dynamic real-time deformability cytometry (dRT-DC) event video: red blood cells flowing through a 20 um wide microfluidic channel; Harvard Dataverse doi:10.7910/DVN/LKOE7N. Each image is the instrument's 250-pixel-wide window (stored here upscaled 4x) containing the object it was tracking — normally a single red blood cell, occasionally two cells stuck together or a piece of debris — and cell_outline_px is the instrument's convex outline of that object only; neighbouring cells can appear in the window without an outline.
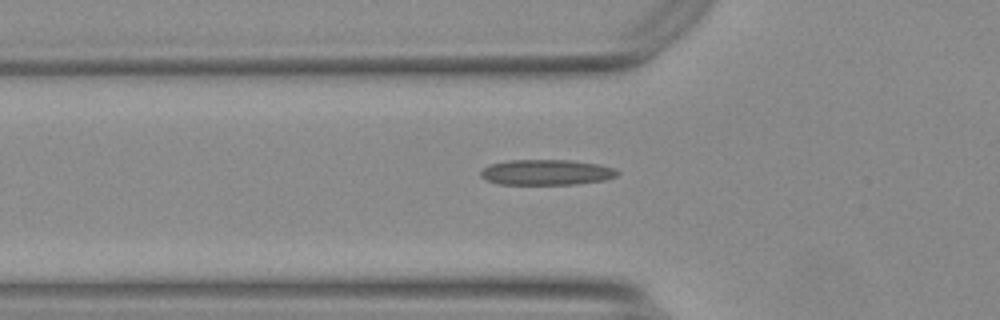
{"species": "Egyptian fruit bat (a non-hibernating species)", "species_latin": "Rousettus aegyptiacus", "temperature_condition": "warm", "stored_images_in_passage": 51, "camera_frame_rate_fps": 3000, "um_per_image_px": 0.085, "animal": {"sex": "female"}, "frame": {"image": 1, "passage_image": 19, "time_ms": 6.0, "image_size_px": [1000, 320], "cell_outline_px": [[620, 172], [616, 176], [604, 180], [576, 184], [500, 184], [488, 180], [480, 176], [480, 172], [484, 168], [492, 164], [508, 160], [572, 160], [600, 164], [616, 168]], "centroid_in_image_um": [46.5, 14.64], "position_along_channel_um": 79.3, "area_um2": 20.29}}
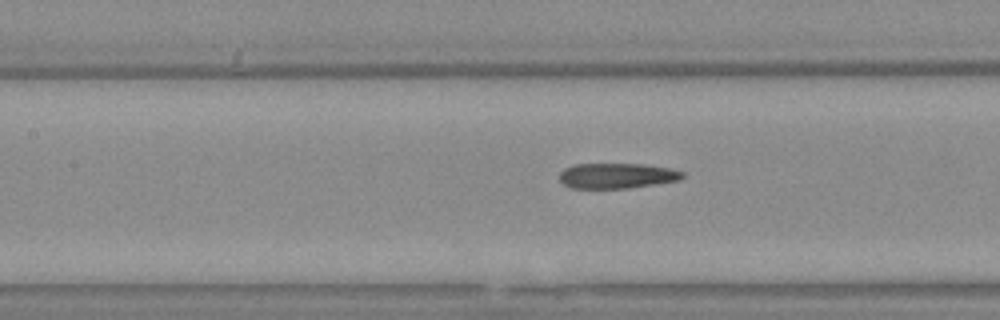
{"frame": {"image": 2, "passage_image": 25, "time_ms": 8.0, "image_size_px": [1000, 320], "cell_outline_px": [[684, 176], [680, 180], [628, 188], [572, 188], [564, 184], [560, 180], [560, 172], [564, 168], [576, 164], [644, 164], [668, 168], [684, 172]], "centroid_in_image_um": [52.43, 14.93], "position_along_channel_um": 155.0, "area_um2": 18.03}}
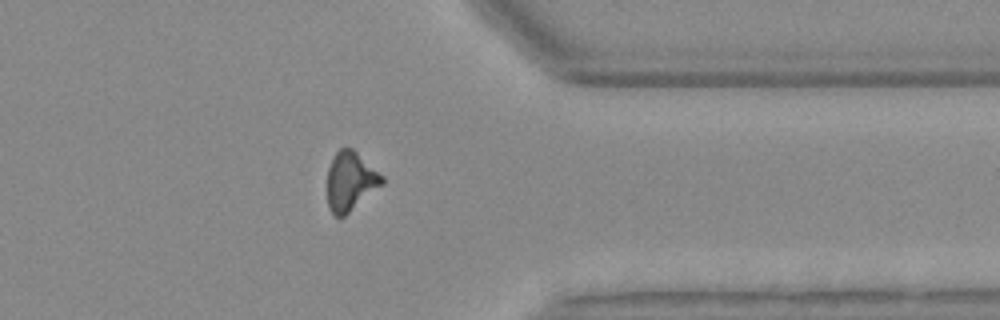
{"frame": {"image": 3, "passage_image": 44, "time_ms": 14.333, "image_size_px": [1000, 320], "cell_outline_px": [[384, 184], [344, 216], [336, 216], [332, 212], [328, 204], [328, 168], [336, 152], [340, 148], [352, 148], [384, 176]], "centroid_in_image_um": [29.81, 15.4], "position_along_channel_um": 381.6, "area_um2": 18.61}, "authors_computed_cell_mechanics": {"area_um2": 19.074, "velocity_mm_per_s": 3.7374, "shape_relaxation_time_tau1_ms": null, "shape_relaxation_time_tau2_ms": 3.914, "deformation_change_tau1": null, "deformation_change_tau2": 0.1472}}